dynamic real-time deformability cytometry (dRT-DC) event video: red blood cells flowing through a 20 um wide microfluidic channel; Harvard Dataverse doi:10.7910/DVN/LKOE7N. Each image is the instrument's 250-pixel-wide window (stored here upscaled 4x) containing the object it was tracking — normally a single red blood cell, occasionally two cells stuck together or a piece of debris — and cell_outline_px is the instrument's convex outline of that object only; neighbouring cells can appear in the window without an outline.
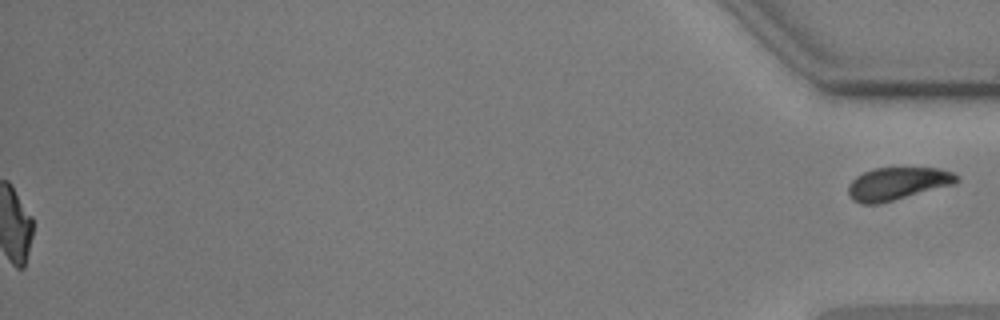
{"species": "common noctule bat (a hibernating species)", "species_latin": "Nyctalus noctula", "temperature_condition": "warm", "stored_images_in_passage": 43, "segment_of_instrument_passage": [2, 2], "camera_frame_rate_fps": 3000, "um_per_image_px": 0.085, "animal": {"sex": "male", "body_mass_g": 17.9, "forearm_length_mm": 54.2}, "frame": {"image": 1, "passage_image": 43, "time_ms": 14.0, "image_size_px": [1000, 320], "cell_outline_px": [[960, 180], [952, 184], [892, 200], [876, 204], [864, 204], [852, 200], [848, 196], [848, 184], [856, 176], [872, 168], [940, 168], [952, 172], [960, 176]], "centroid_in_image_um": [76.25, 15.59], "position_along_channel_um": 359.0, "area_um2": 20.4}}